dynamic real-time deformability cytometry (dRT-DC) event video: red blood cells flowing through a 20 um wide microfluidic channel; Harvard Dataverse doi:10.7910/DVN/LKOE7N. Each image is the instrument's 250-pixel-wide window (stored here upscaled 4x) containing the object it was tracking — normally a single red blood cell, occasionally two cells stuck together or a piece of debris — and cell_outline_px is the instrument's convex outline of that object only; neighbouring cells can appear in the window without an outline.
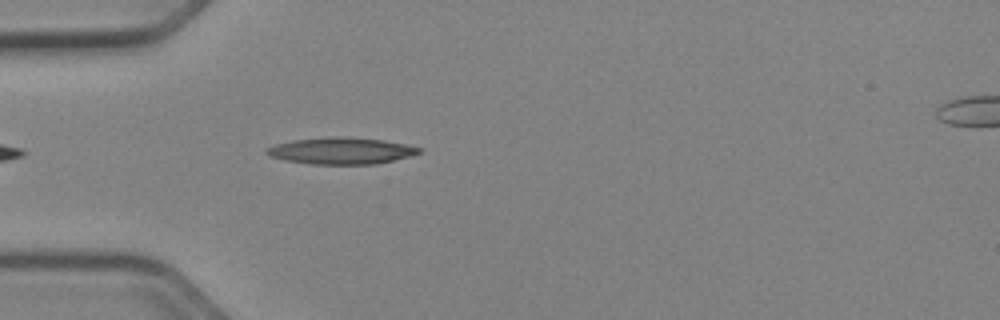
{"species": "Egyptian fruit bat (a non-hibernating species)", "species_latin": "Rousettus aegyptiacus", "temperature_condition": "cold", "stored_images_in_passage": 11, "camera_frame_rate_fps": 3000, "um_per_image_px": 0.085, "animal": {"sex": "female"}, "frame": {"image": 1, "passage_image": 4, "time_ms": 1.0, "image_size_px": [1000, 320], "cell_outline_px": [[420, 152], [412, 156], [376, 164], [308, 164], [284, 160], [268, 156], [264, 152], [264, 148], [276, 144], [296, 140], [336, 136], [340, 136], [384, 140], [404, 144], [420, 148]], "centroid_in_image_um": [28.96, 12.82], "position_along_channel_um": 56.0, "area_um2": 23.64}}
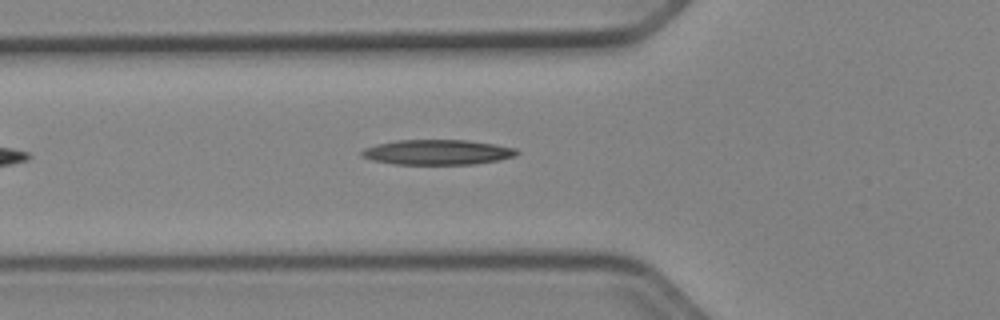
{"frame": {"image": 2, "passage_image": 7, "time_ms": 2.0, "image_size_px": [1000, 320], "cell_outline_px": [[520, 152], [516, 156], [500, 160], [472, 164], [396, 164], [372, 160], [360, 156], [360, 152], [364, 148], [376, 144], [396, 140], [468, 140], [496, 144], [516, 148]], "centroid_in_image_um": [37.2, 12.93], "position_along_channel_um": 88.6, "area_um2": 22.83}}
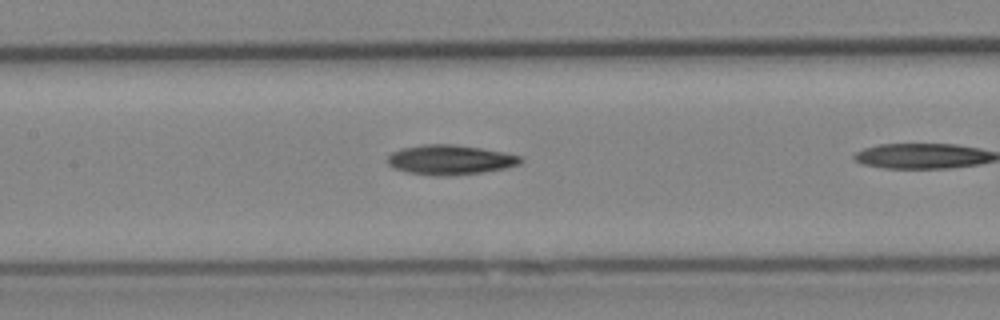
{"frame": {"image": 3, "passage_image": 10, "time_ms": 3.0, "image_size_px": [1000, 320], "cell_outline_px": [[524, 160], [520, 164], [508, 168], [484, 172], [448, 176], [436, 176], [408, 172], [396, 168], [388, 164], [388, 156], [392, 152], [404, 148], [424, 144], [452, 144], [480, 148], [504, 152], [524, 156]], "centroid_in_image_um": [38.34, 13.59], "position_along_channel_um": 169.1, "area_um2": 23.12}}